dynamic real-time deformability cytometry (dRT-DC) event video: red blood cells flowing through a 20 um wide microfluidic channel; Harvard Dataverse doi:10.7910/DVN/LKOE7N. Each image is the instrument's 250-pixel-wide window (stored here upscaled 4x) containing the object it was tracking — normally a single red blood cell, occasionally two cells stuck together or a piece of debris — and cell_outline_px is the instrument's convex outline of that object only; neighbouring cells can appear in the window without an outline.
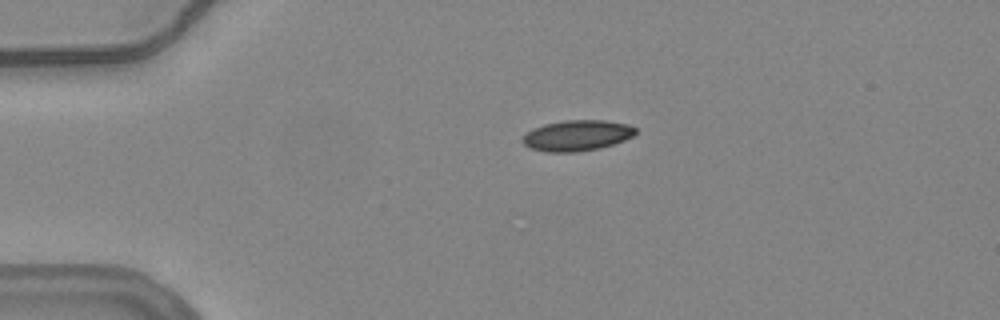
{"species": "common noctule bat (a hibernating species)", "species_latin": "Nyctalus noctula", "temperature_condition": "warm", "stored_images_in_passage": 7, "camera_frame_rate_fps": 3000, "um_per_image_px": 0.085, "animal": {"sex": "female", "body_mass_g": 24.6, "forearm_length_mm": 56.2}, "frame": {"image": 1, "passage_image": 1, "time_ms": 0.0, "image_size_px": [1000, 320], "cell_outline_px": [[636, 132], [632, 136], [624, 140], [600, 148], [576, 152], [548, 152], [532, 148], [524, 144], [520, 140], [532, 128], [544, 124], [564, 120], [604, 120], [628, 124], [636, 128]], "centroid_in_image_um": [49.04, 11.51], "position_along_channel_um": 36.0, "area_um2": 20.17}}